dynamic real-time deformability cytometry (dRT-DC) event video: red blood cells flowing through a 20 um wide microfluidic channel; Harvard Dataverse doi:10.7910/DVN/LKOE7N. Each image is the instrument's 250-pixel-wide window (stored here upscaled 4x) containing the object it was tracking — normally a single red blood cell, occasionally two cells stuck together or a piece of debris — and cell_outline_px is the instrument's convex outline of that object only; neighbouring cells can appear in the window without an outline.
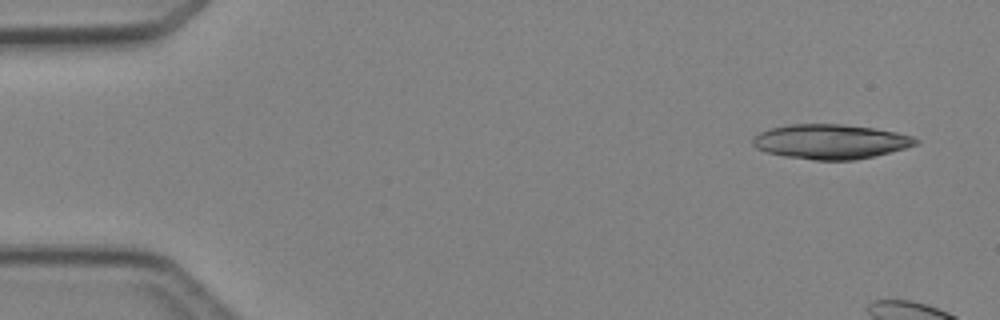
{"species": "Egyptian fruit bat (a non-hibernating species)", "species_latin": "Rousettus aegyptiacus", "temperature_condition": "cold", "stored_images_in_passage": 7, "camera_frame_rate_fps": 3000, "um_per_image_px": 0.085, "animal": {"sex": "female"}, "frame": {"image": 1, "passage_image": 1, "time_ms": 0.0, "image_size_px": [1000, 320], "cell_outline_px": [[916, 140], [912, 144], [900, 148], [872, 156], [848, 160], [820, 160], [792, 156], [772, 152], [760, 148], [760, 136], [764, 132], [776, 128], [800, 124], [828, 124], [868, 128], [892, 132], [908, 136]], "centroid_in_image_um": [70.67, 12.04], "position_along_channel_um": 14.3, "area_um2": 30.0}}